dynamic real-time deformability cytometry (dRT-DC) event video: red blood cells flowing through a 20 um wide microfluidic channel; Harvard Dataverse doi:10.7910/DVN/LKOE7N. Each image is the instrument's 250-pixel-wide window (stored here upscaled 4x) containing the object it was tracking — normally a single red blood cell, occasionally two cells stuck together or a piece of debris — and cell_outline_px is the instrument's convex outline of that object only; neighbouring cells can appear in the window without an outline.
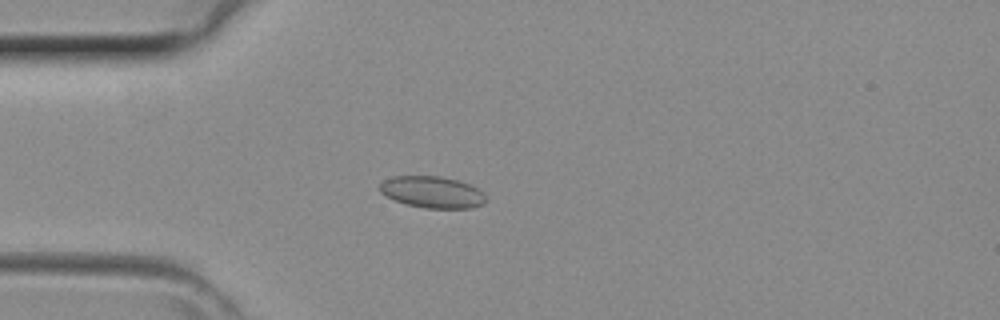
{"species": "common noctule bat (a hibernating species)", "species_latin": "Nyctalus noctula", "temperature_condition": "room temperature", "stored_images_in_passage": 41, "camera_frame_rate_fps": 3000, "um_per_image_px": 0.085, "animal": {"sex": "female", "body_mass_g": 29.2, "forearm_length_mm": 56.3}, "frame": {"image": 1, "passage_image": 10, "time_ms": 3.0, "image_size_px": [1000, 320], "cell_outline_px": [[484, 204], [468, 208], [424, 208], [408, 204], [396, 200], [380, 192], [380, 184], [384, 180], [392, 176], [440, 176], [456, 180], [468, 184], [476, 188], [484, 196]], "centroid_in_image_um": [36.71, 16.32], "position_along_channel_um": 48.3, "area_um2": 19.13}}
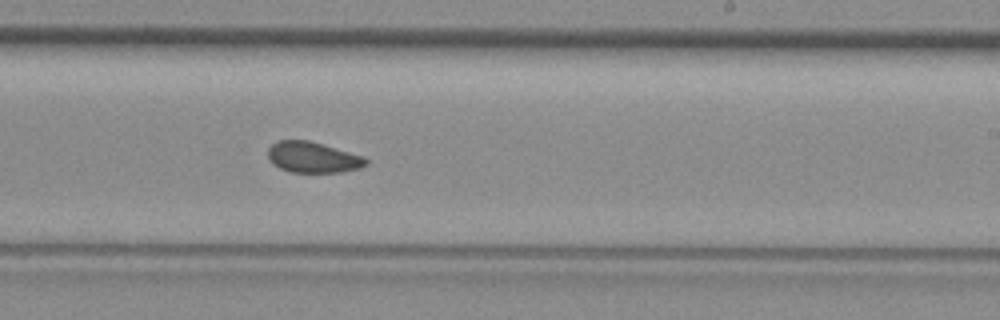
{"frame": {"image": 2, "passage_image": 24, "time_ms": 7.667, "image_size_px": [1000, 320], "cell_outline_px": [[368, 164], [360, 168], [340, 172], [288, 172], [272, 164], [268, 160], [268, 148], [276, 140], [308, 140], [324, 144], [364, 156], [368, 160]], "centroid_in_image_um": [26.58, 13.37], "position_along_channel_um": 262.4, "area_um2": 17.86}}
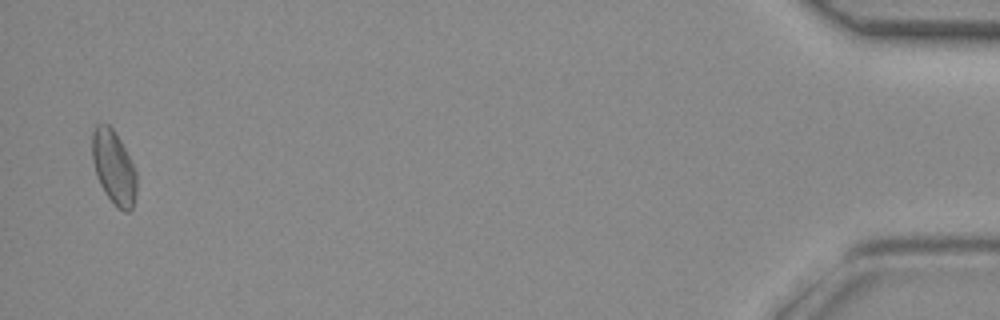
{"frame": {"image": 3, "passage_image": 40, "time_ms": 13.0, "image_size_px": [1000, 320], "cell_outline_px": [[136, 196], [132, 208], [128, 212], [124, 212], [104, 192], [96, 176], [92, 160], [92, 132], [96, 124], [108, 124], [116, 132], [136, 172]], "centroid_in_image_um": [9.65, 14.2], "position_along_channel_um": 425.5, "area_um2": 18.9}}